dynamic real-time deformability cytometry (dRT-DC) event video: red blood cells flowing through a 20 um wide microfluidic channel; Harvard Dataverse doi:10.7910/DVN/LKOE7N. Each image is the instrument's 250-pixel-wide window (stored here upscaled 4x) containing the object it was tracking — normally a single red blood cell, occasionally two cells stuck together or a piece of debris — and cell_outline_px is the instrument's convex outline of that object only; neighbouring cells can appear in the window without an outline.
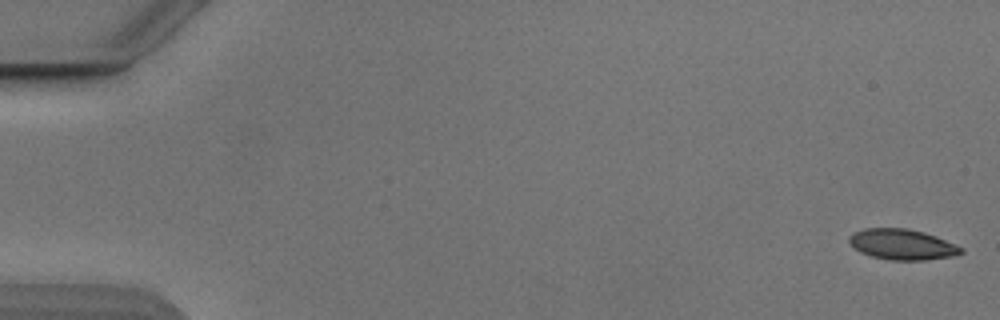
{"species": "Egyptian fruit bat (a non-hibernating species)", "species_latin": "Rousettus aegyptiacus", "temperature_condition": "cold", "stored_images_in_passage": 54, "segment_of_instrument_passage": [1, 2], "camera_frame_rate_fps": 3000, "um_per_image_px": 0.085, "animal": {"sex": "male"}, "frame": {"image": 1, "passage_image": 1, "time_ms": 0.0, "image_size_px": [1000, 320], "cell_outline_px": [[964, 252], [956, 256], [924, 260], [888, 260], [872, 256], [860, 252], [848, 240], [848, 236], [852, 232], [864, 228], [908, 228], [924, 232], [936, 236], [956, 244], [964, 248]], "centroid_in_image_um": [76.71, 20.77], "position_along_channel_um": 8.3, "area_um2": 20.17}}
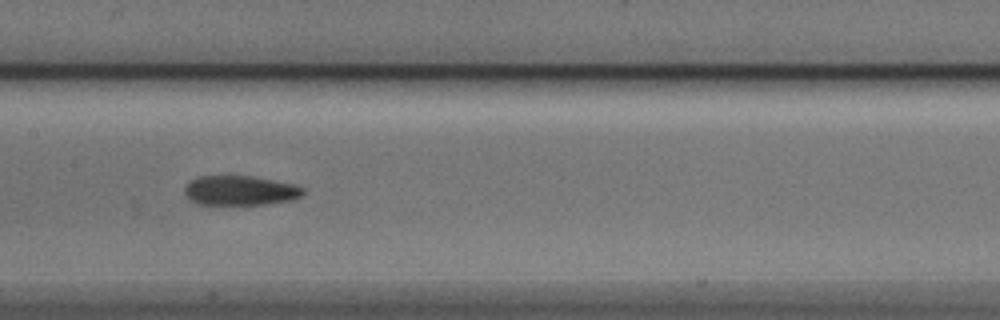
{"frame": {"image": 2, "passage_image": 27, "time_ms": 8.667, "image_size_px": [1000, 320], "cell_outline_px": [[304, 196], [292, 200], [268, 204], [196, 204], [188, 200], [184, 192], [184, 184], [188, 180], [196, 176], [252, 176], [292, 184], [304, 188]], "centroid_in_image_um": [20.36, 16.19], "position_along_channel_um": 187.0, "area_um2": 20.75}}
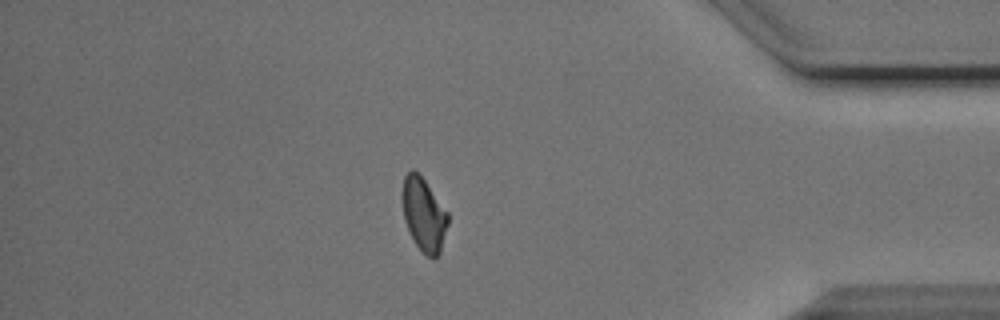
{"frame": {"image": 3, "passage_image": 46, "time_ms": 15.0, "image_size_px": [1000, 320], "cell_outline_px": [[448, 224], [440, 252], [432, 260], [416, 244], [404, 220], [404, 176], [408, 172], [416, 172], [424, 180], [448, 212]], "centroid_in_image_um": [36.07, 18.28], "position_along_channel_um": 399.1, "area_um2": 18.67}}